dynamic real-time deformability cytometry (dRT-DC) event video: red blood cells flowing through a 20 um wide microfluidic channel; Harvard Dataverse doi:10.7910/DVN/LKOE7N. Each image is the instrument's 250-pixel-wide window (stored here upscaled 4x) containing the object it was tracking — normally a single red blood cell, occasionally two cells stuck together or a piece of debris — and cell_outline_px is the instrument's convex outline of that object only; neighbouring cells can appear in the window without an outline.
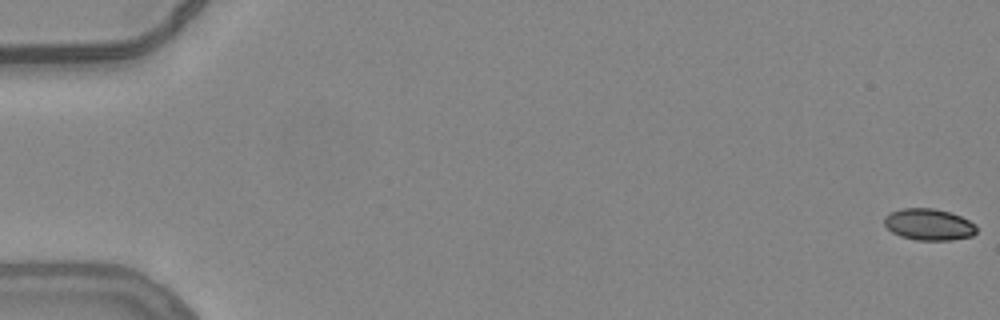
{"species": "common noctule bat (a hibernating species)", "species_latin": "Nyctalus noctula", "temperature_condition": "warm", "stored_images_in_passage": 57, "camera_frame_rate_fps": 3000, "um_per_image_px": 0.085, "animal": {"sex": "female", "body_mass_g": 24.6, "forearm_length_mm": 56.2}, "frame": {"image": 1, "passage_image": 1, "time_ms": 0.0, "image_size_px": [1000, 320], "cell_outline_px": [[976, 232], [972, 236], [952, 240], [916, 240], [900, 236], [892, 232], [884, 224], [884, 216], [892, 212], [904, 208], [932, 208], [952, 212], [976, 224]], "centroid_in_image_um": [78.96, 19.08], "position_along_channel_um": 6.0, "area_um2": 16.99}}
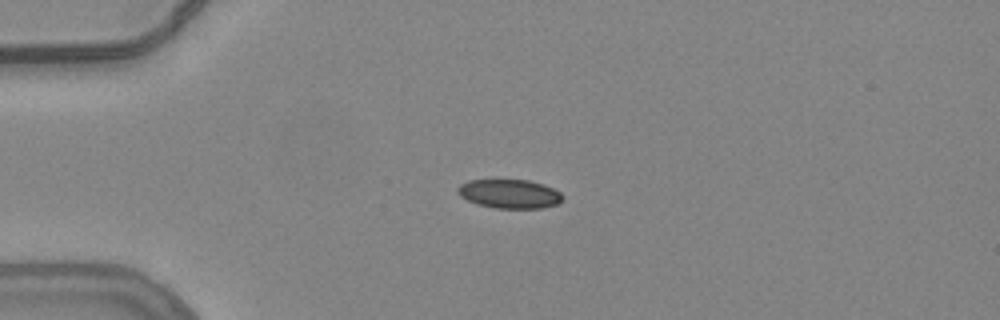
{"frame": {"image": 2, "passage_image": 15, "time_ms": 4.667, "image_size_px": [1000, 320], "cell_outline_px": [[564, 196], [556, 204], [544, 208], [496, 208], [480, 204], [468, 200], [460, 196], [456, 192], [456, 188], [460, 184], [468, 180], [496, 176], [528, 180], [544, 184], [560, 192]], "centroid_in_image_um": [43.25, 16.41], "position_along_channel_um": 41.8, "area_um2": 18.5}}
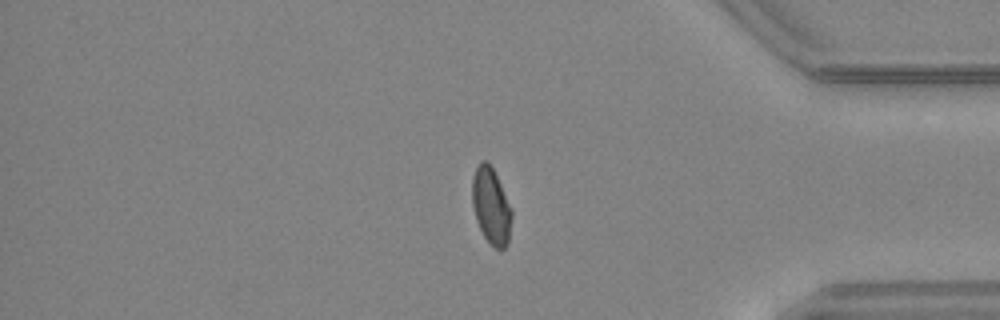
{"frame": {"image": 3, "passage_image": 47, "time_ms": 15.333, "image_size_px": [1000, 320], "cell_outline_px": [[512, 216], [508, 244], [504, 248], [496, 248], [484, 236], [476, 220], [472, 204], [472, 176], [480, 160], [488, 160], [500, 184], [512, 212]], "centroid_in_image_um": [41.72, 17.48], "position_along_channel_um": 393.5, "area_um2": 17.34}, "authors_computed_cell_mechanics": {"area_um2": 17.8602, "velocity_mm_per_s": 3.8036, "shape_relaxation_time_tau1_ms": null, "shape_relaxation_time_tau2_ms": 1.0262, "deformation_change_tau1": null, "deformation_change_tau2": 0.054}}